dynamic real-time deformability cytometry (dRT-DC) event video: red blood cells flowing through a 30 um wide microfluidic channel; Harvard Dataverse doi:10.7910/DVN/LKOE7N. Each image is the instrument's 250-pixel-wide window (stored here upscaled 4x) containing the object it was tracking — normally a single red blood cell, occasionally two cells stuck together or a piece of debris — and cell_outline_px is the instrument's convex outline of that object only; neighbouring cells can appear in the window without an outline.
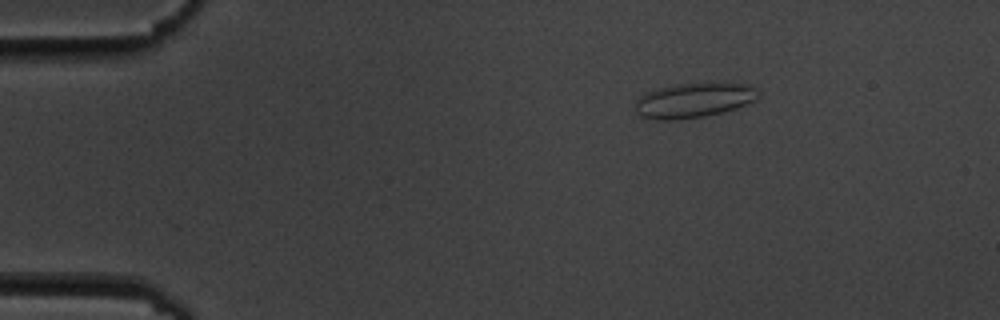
{"species": "common noctule bat (a hibernating species)", "species_latin": "Nyctalus noctula", "temperature_condition": "cold", "stored_images_in_passage": 5, "camera_frame_rate_fps": 3000, "um_per_image_px": 0.085, "animal": {"sex": "male", "body_mass_g": 19.5, "forearm_length_mm": 54.6}, "frame": {"image": 1, "passage_image": 3, "time_ms": 2.333, "image_size_px": [1000, 320], "cell_outline_px": [[760, 96], [756, 100], [736, 108], [704, 116], [672, 120], [656, 120], [640, 116], [636, 112], [636, 100], [644, 92], [676, 84], [708, 80], [724, 80], [748, 84], [760, 88]], "centroid_in_image_um": [59.06, 8.45], "position_along_channel_um": 25.9, "area_um2": 26.07}}